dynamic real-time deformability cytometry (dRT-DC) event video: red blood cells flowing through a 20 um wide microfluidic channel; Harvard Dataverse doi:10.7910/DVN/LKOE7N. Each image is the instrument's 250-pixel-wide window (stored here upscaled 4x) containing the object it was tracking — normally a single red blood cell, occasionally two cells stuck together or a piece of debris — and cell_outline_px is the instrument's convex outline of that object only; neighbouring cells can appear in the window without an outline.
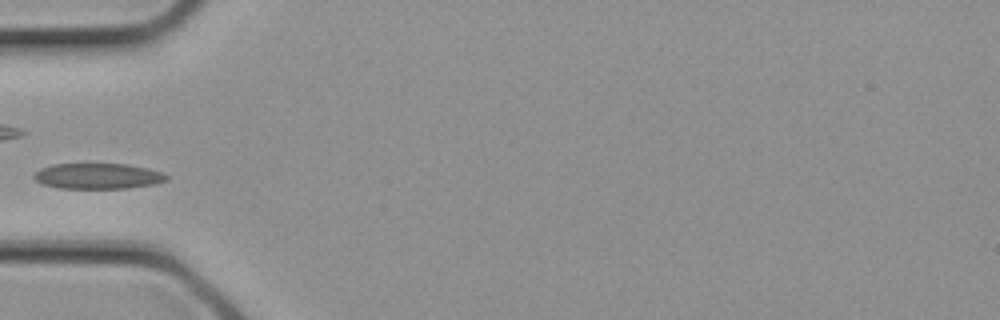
{"species": "common noctule bat (a hibernating species)", "species_latin": "Nyctalus noctula", "temperature_condition": "cold", "stored_images_in_passage": 6, "camera_frame_rate_fps": 3000, "um_per_image_px": 0.085, "animal": {"sex": "female", "body_mass_g": 21.9}, "frame": {"image": 1, "passage_image": 5, "time_ms": 1.333, "image_size_px": [1000, 320], "cell_outline_px": [[168, 180], [156, 184], [128, 188], [60, 188], [44, 184], [36, 180], [32, 176], [40, 168], [52, 164], [128, 164], [148, 168], [160, 172], [168, 176]], "centroid_in_image_um": [8.34, 14.96], "position_along_channel_um": 76.7, "area_um2": 19.77}}